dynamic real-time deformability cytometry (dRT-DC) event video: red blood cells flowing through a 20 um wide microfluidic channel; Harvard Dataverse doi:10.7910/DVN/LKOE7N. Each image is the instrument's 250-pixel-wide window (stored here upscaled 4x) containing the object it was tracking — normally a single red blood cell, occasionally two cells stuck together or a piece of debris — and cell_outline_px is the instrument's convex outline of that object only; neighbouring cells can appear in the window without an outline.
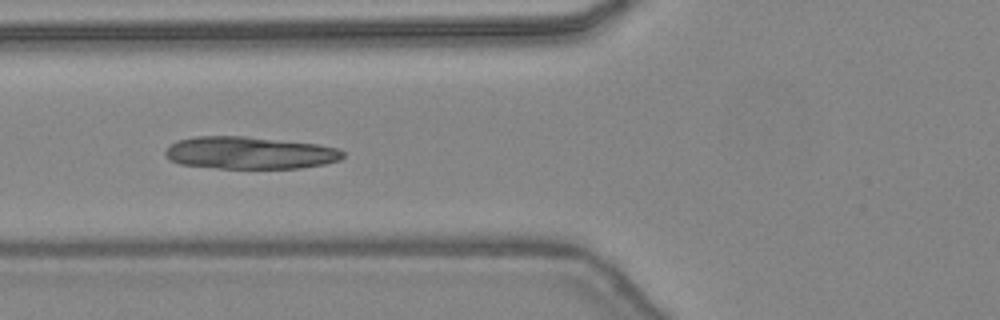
{"species": "common noctule bat (a hibernating species)", "species_latin": "Nyctalus noctula", "temperature_condition": "warm", "stored_images_in_passage": 47, "camera_frame_rate_fps": 3000, "um_per_image_px": 0.085, "animal": {"sex": "female", "body_mass_g": 24.6, "forearm_length_mm": 56.2}, "frame": {"image": 1, "passage_image": 19, "time_ms": 6.0, "image_size_px": [1000, 320], "cell_outline_px": [[344, 156], [340, 160], [324, 164], [300, 168], [216, 168], [180, 164], [168, 160], [164, 156], [164, 152], [176, 140], [196, 136], [244, 136], [316, 144], [336, 148], [344, 152]], "centroid_in_image_um": [21.18, 12.99], "position_along_channel_um": 104.6, "area_um2": 33.47}}
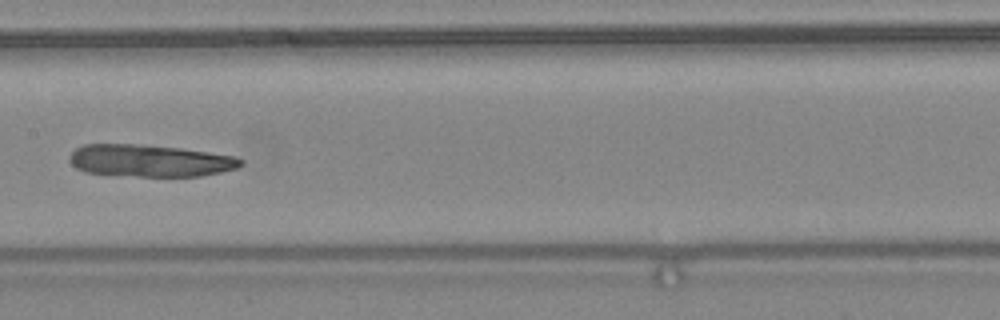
{"frame": {"image": 2, "passage_image": 25, "time_ms": 8.0, "image_size_px": [1000, 320], "cell_outline_px": [[244, 164], [240, 168], [200, 176], [140, 176], [84, 172], [76, 168], [68, 160], [68, 156], [76, 148], [84, 144], [136, 144], [180, 148], [236, 156], [244, 160]], "centroid_in_image_um": [12.76, 13.65], "position_along_channel_um": 194.6, "area_um2": 32.14}}
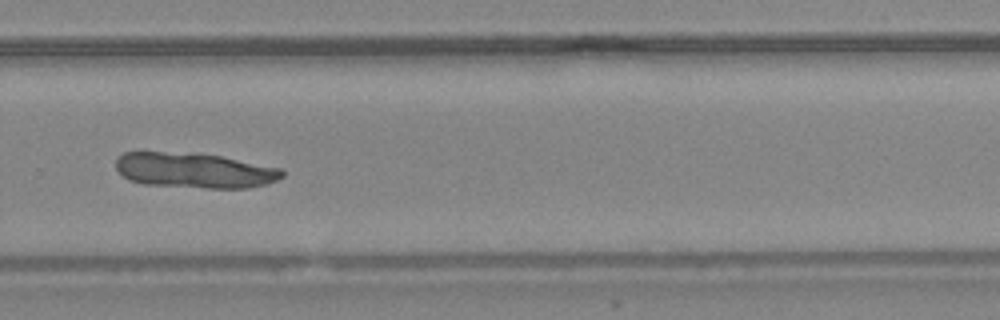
{"frame": {"image": 3, "passage_image": 33, "time_ms": 10.667, "image_size_px": [1000, 320], "cell_outline_px": [[284, 176], [268, 184], [248, 188], [208, 188], [144, 184], [128, 180], [116, 168], [116, 160], [124, 152], [140, 148], [220, 156], [280, 168], [284, 172]], "centroid_in_image_um": [16.44, 14.45], "position_along_channel_um": 313.4, "area_um2": 34.8}}